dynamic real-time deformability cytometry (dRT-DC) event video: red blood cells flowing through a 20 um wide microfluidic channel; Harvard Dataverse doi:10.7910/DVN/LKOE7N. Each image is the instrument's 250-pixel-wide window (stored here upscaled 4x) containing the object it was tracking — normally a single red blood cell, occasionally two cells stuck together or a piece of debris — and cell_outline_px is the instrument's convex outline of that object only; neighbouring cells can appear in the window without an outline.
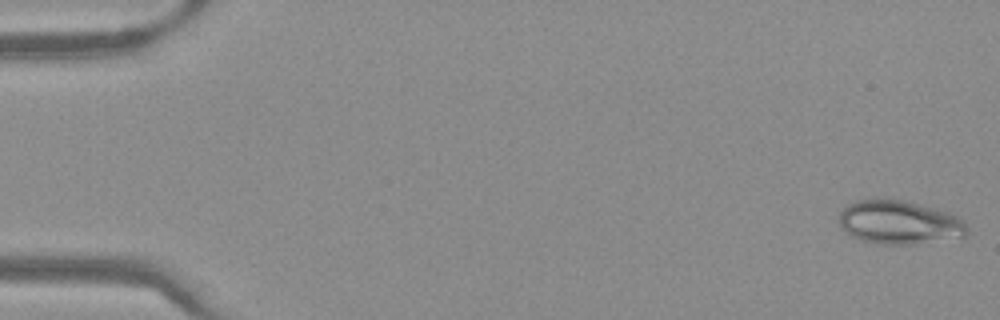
{"species": "Egyptian fruit bat (a non-hibernating species)", "species_latin": "Rousettus aegyptiacus", "temperature_condition": "warm", "stored_images_in_passage": 50, "camera_frame_rate_fps": 3000, "um_per_image_px": 0.085, "frame": {"image": 1, "passage_image": 1, "time_ms": 0.0, "image_size_px": [1000, 320], "cell_outline_px": [[968, 236], [916, 244], [880, 244], [860, 240], [844, 232], [840, 224], [840, 212], [848, 204], [856, 200], [884, 196], [904, 200], [936, 208], [948, 212], [964, 220], [968, 228]], "centroid_in_image_um": [76.44, 18.87], "position_along_channel_um": 8.6, "area_um2": 33.29}}
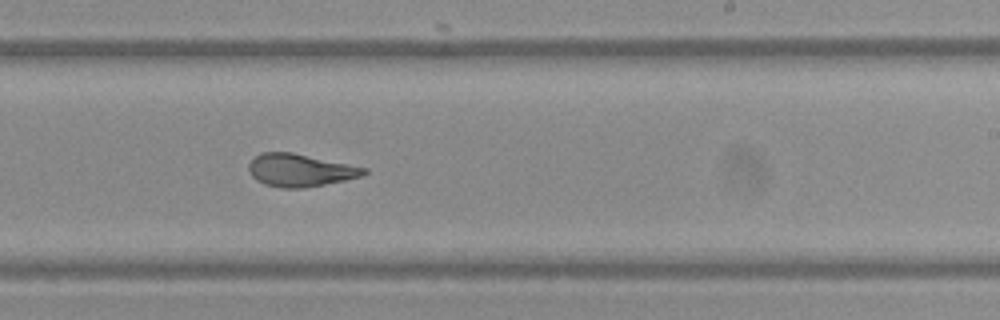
{"frame": {"image": 2, "passage_image": 31, "time_ms": 10.0, "image_size_px": [1000, 320], "cell_outline_px": [[368, 172], [364, 176], [304, 188], [284, 188], [264, 184], [256, 180], [252, 176], [248, 168], [248, 164], [260, 152], [292, 152], [368, 168]], "centroid_in_image_um": [25.52, 14.46], "position_along_channel_um": 263.5, "area_um2": 21.91}}
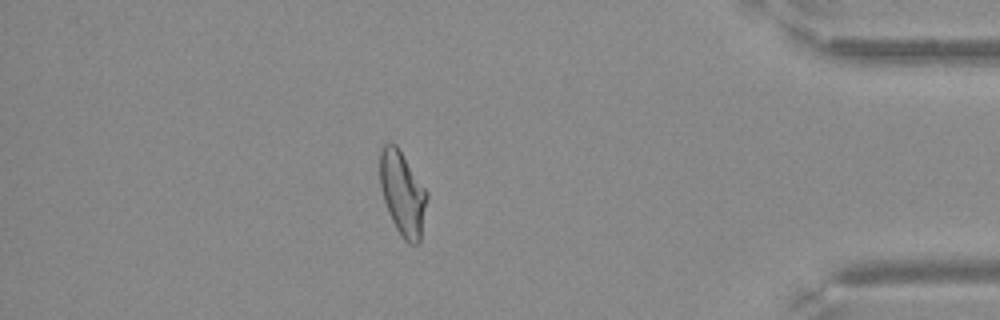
{"frame": {"image": 3, "passage_image": 44, "time_ms": 14.333, "image_size_px": [1000, 320], "cell_outline_px": [[428, 196], [420, 240], [416, 244], [408, 244], [400, 236], [388, 212], [380, 188], [380, 148], [384, 144], [396, 144], [428, 192]], "centroid_in_image_um": [34.22, 16.45], "position_along_channel_um": 401.0, "area_um2": 23.0}}